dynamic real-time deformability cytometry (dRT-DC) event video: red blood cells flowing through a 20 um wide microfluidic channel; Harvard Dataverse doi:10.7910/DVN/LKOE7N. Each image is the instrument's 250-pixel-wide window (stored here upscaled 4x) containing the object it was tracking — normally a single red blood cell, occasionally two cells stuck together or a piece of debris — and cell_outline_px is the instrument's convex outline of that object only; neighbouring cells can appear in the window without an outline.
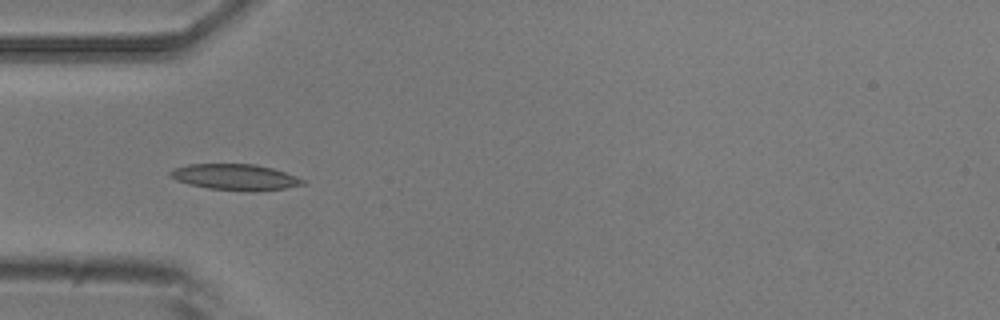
{"species": "common noctule bat (a hibernating species)", "species_latin": "Nyctalus noctula", "temperature_condition": "room temperature", "stored_images_in_passage": 38, "camera_frame_rate_fps": 3000, "um_per_image_px": 0.085, "animal": {"sex": "male", "body_mass_g": 20.5, "forearm_length_mm": 52.5}, "frame": {"image": 1, "passage_image": 1, "time_ms": 0.0, "image_size_px": [1000, 320], "cell_outline_px": [[308, 184], [284, 188], [248, 192], [208, 188], [188, 184], [176, 180], [168, 176], [168, 172], [176, 168], [188, 164], [256, 164], [272, 168], [296, 176], [304, 180]], "centroid_in_image_um": [19.99, 15.06], "position_along_channel_um": 65.0, "area_um2": 20.17}}
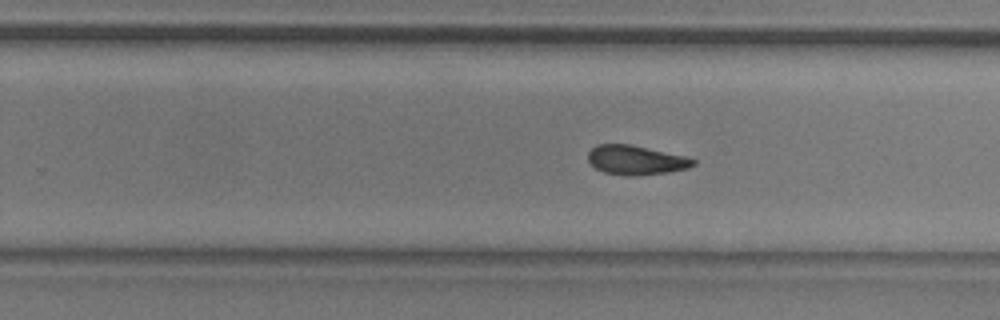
{"frame": {"image": 2, "passage_image": 18, "time_ms": 5.667, "image_size_px": [1000, 320], "cell_outline_px": [[696, 164], [688, 168], [668, 172], [636, 176], [624, 176], [604, 172], [596, 168], [588, 160], [588, 152], [596, 144], [628, 144], [684, 156], [696, 160]], "centroid_in_image_um": [54.03, 13.62], "position_along_channel_um": 275.8, "area_um2": 17.86}}
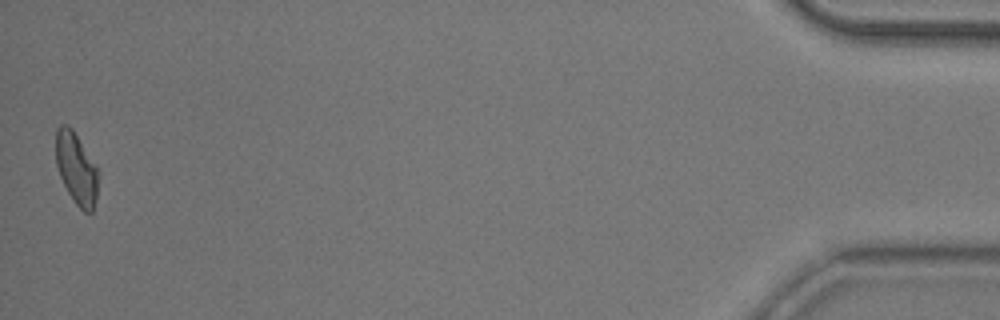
{"frame": {"image": 3, "passage_image": 38, "time_ms": 12.333, "image_size_px": [1000, 320], "cell_outline_px": [[100, 172], [96, 200], [92, 212], [84, 212], [76, 204], [68, 192], [60, 176], [56, 164], [56, 128], [60, 124], [68, 124], [72, 128]], "centroid_in_image_um": [6.5, 14.32], "position_along_channel_um": 428.7, "area_um2": 17.8}, "authors_computed_cell_mechanics": {"area_um2": 18.1492, "velocity_mm_per_s": 3.7161, "shape_relaxation_time_tau1_ms": 5.8957, "shape_relaxation_time_tau2_ms": 3.6343, "deformation_change_tau1": 0.1633, "deformation_change_tau2": 0.1067}}